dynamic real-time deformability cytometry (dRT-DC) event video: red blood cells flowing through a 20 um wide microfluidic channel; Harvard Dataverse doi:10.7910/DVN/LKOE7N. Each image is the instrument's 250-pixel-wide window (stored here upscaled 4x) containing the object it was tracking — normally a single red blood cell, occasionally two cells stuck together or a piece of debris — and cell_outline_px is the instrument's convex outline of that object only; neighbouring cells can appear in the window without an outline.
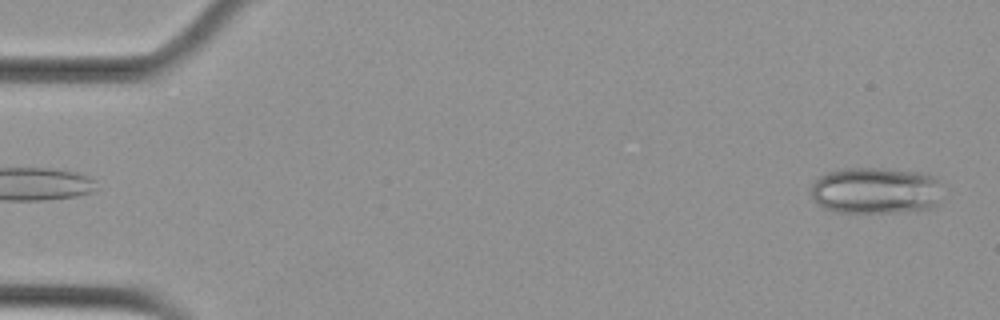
{"species": "Egyptian fruit bat (a non-hibernating species)", "species_latin": "Rousettus aegyptiacus", "temperature_condition": "cold", "stored_images_in_passage": 4, "camera_frame_rate_fps": 3000, "um_per_image_px": 0.085, "animal": {"sex": "female"}, "frame": {"image": 1, "passage_image": 4, "time_ms": 1.0, "image_size_px": [1000, 320], "cell_outline_px": [[940, 200], [936, 208], [896, 212], [832, 212], [824, 208], [812, 200], [812, 184], [820, 176], [828, 172], [840, 168], [880, 168], [924, 172], [932, 176], [936, 180]], "centroid_in_image_um": [74.41, 16.2], "position_along_channel_um": 10.6, "area_um2": 35.95}}